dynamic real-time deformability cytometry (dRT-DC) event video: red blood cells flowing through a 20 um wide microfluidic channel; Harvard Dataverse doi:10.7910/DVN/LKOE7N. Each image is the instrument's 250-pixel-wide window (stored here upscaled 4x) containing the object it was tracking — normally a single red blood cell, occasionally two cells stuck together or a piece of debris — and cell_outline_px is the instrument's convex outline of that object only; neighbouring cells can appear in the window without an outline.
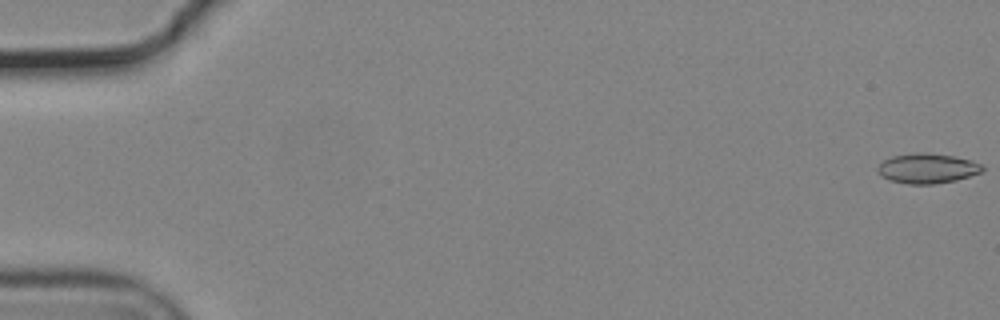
{"species": "common noctule bat (a hibernating species)", "species_latin": "Nyctalus noctula", "temperature_condition": "cold", "stored_images_in_passage": 20, "camera_frame_rate_fps": 3000, "um_per_image_px": 0.085, "animal": {"sex": "male", "body_mass_g": 19.2, "forearm_length_mm": 51.8}, "frame": {"image": 1, "passage_image": 1, "time_ms": 0.0, "image_size_px": [1000, 320], "cell_outline_px": [[984, 168], [980, 172], [956, 180], [932, 184], [908, 184], [888, 180], [880, 176], [876, 172], [876, 168], [884, 160], [892, 156], [916, 152], [928, 152], [952, 156], [972, 160], [980, 164]], "centroid_in_image_um": [78.76, 14.31], "position_along_channel_um": 6.2, "area_um2": 18.32}}
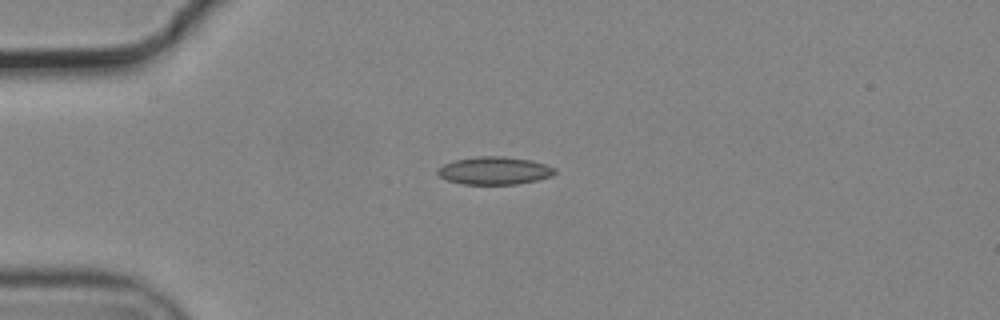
{"frame": {"image": 2, "passage_image": 15, "time_ms": 4.667, "image_size_px": [1000, 320], "cell_outline_px": [[556, 172], [552, 176], [520, 184], [464, 184], [448, 180], [440, 176], [436, 172], [436, 168], [444, 164], [456, 160], [480, 156], [504, 156], [532, 160], [556, 168]], "centroid_in_image_um": [42.04, 14.5], "position_along_channel_um": 43.0, "area_um2": 18.96}}